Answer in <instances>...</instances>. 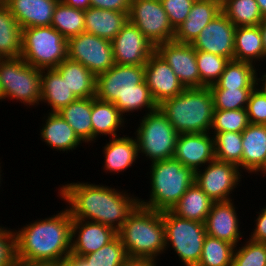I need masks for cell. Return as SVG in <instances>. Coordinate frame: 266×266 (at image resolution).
<instances>
[{
	"mask_svg": "<svg viewBox=\"0 0 266 266\" xmlns=\"http://www.w3.org/2000/svg\"><path fill=\"white\" fill-rule=\"evenodd\" d=\"M64 199L72 219L98 222L118 231L139 205V198L109 186L77 182L62 185ZM69 207V208H68Z\"/></svg>",
	"mask_w": 266,
	"mask_h": 266,
	"instance_id": "obj_1",
	"label": "cell"
},
{
	"mask_svg": "<svg viewBox=\"0 0 266 266\" xmlns=\"http://www.w3.org/2000/svg\"><path fill=\"white\" fill-rule=\"evenodd\" d=\"M16 259L55 263L71 253L72 218L67 208L15 230Z\"/></svg>",
	"mask_w": 266,
	"mask_h": 266,
	"instance_id": "obj_2",
	"label": "cell"
},
{
	"mask_svg": "<svg viewBox=\"0 0 266 266\" xmlns=\"http://www.w3.org/2000/svg\"><path fill=\"white\" fill-rule=\"evenodd\" d=\"M144 65L114 64L96 76V95L99 100L114 103L123 114L142 108L151 113L158 109L144 80Z\"/></svg>",
	"mask_w": 266,
	"mask_h": 266,
	"instance_id": "obj_3",
	"label": "cell"
},
{
	"mask_svg": "<svg viewBox=\"0 0 266 266\" xmlns=\"http://www.w3.org/2000/svg\"><path fill=\"white\" fill-rule=\"evenodd\" d=\"M117 235L128 257L156 262L157 256L166 250L163 212L138 205L117 231Z\"/></svg>",
	"mask_w": 266,
	"mask_h": 266,
	"instance_id": "obj_4",
	"label": "cell"
},
{
	"mask_svg": "<svg viewBox=\"0 0 266 266\" xmlns=\"http://www.w3.org/2000/svg\"><path fill=\"white\" fill-rule=\"evenodd\" d=\"M158 108L179 134L209 133L212 127L214 104L209 87L185 88Z\"/></svg>",
	"mask_w": 266,
	"mask_h": 266,
	"instance_id": "obj_5",
	"label": "cell"
},
{
	"mask_svg": "<svg viewBox=\"0 0 266 266\" xmlns=\"http://www.w3.org/2000/svg\"><path fill=\"white\" fill-rule=\"evenodd\" d=\"M150 199L139 205L159 212L170 211L195 181V172L175 158L152 162Z\"/></svg>",
	"mask_w": 266,
	"mask_h": 266,
	"instance_id": "obj_6",
	"label": "cell"
},
{
	"mask_svg": "<svg viewBox=\"0 0 266 266\" xmlns=\"http://www.w3.org/2000/svg\"><path fill=\"white\" fill-rule=\"evenodd\" d=\"M22 59L39 69H55L67 58L68 40L52 26L22 29Z\"/></svg>",
	"mask_w": 266,
	"mask_h": 266,
	"instance_id": "obj_7",
	"label": "cell"
},
{
	"mask_svg": "<svg viewBox=\"0 0 266 266\" xmlns=\"http://www.w3.org/2000/svg\"><path fill=\"white\" fill-rule=\"evenodd\" d=\"M1 101L15 99L26 106L40 104L41 70L26 63L22 57L0 58Z\"/></svg>",
	"mask_w": 266,
	"mask_h": 266,
	"instance_id": "obj_8",
	"label": "cell"
},
{
	"mask_svg": "<svg viewBox=\"0 0 266 266\" xmlns=\"http://www.w3.org/2000/svg\"><path fill=\"white\" fill-rule=\"evenodd\" d=\"M135 137L138 153L152 162L173 158L179 133L159 108L142 117Z\"/></svg>",
	"mask_w": 266,
	"mask_h": 266,
	"instance_id": "obj_9",
	"label": "cell"
},
{
	"mask_svg": "<svg viewBox=\"0 0 266 266\" xmlns=\"http://www.w3.org/2000/svg\"><path fill=\"white\" fill-rule=\"evenodd\" d=\"M165 246L173 250L184 266H197L206 236L205 224L176 216L171 210L163 211Z\"/></svg>",
	"mask_w": 266,
	"mask_h": 266,
	"instance_id": "obj_10",
	"label": "cell"
},
{
	"mask_svg": "<svg viewBox=\"0 0 266 266\" xmlns=\"http://www.w3.org/2000/svg\"><path fill=\"white\" fill-rule=\"evenodd\" d=\"M128 19L155 47L174 39L175 30L160 0H131Z\"/></svg>",
	"mask_w": 266,
	"mask_h": 266,
	"instance_id": "obj_11",
	"label": "cell"
},
{
	"mask_svg": "<svg viewBox=\"0 0 266 266\" xmlns=\"http://www.w3.org/2000/svg\"><path fill=\"white\" fill-rule=\"evenodd\" d=\"M67 58L81 63L95 76L115 64L112 42L87 32L68 39Z\"/></svg>",
	"mask_w": 266,
	"mask_h": 266,
	"instance_id": "obj_12",
	"label": "cell"
},
{
	"mask_svg": "<svg viewBox=\"0 0 266 266\" xmlns=\"http://www.w3.org/2000/svg\"><path fill=\"white\" fill-rule=\"evenodd\" d=\"M207 166V167H206ZM195 172V183L214 201H229L230 194L241 181L237 165L214 159ZM203 170V171H202Z\"/></svg>",
	"mask_w": 266,
	"mask_h": 266,
	"instance_id": "obj_13",
	"label": "cell"
},
{
	"mask_svg": "<svg viewBox=\"0 0 266 266\" xmlns=\"http://www.w3.org/2000/svg\"><path fill=\"white\" fill-rule=\"evenodd\" d=\"M111 42L114 62L119 65H145L156 51L153 43L129 21Z\"/></svg>",
	"mask_w": 266,
	"mask_h": 266,
	"instance_id": "obj_14",
	"label": "cell"
},
{
	"mask_svg": "<svg viewBox=\"0 0 266 266\" xmlns=\"http://www.w3.org/2000/svg\"><path fill=\"white\" fill-rule=\"evenodd\" d=\"M156 52L169 64L184 88H200L196 50L191 44L165 42L156 46Z\"/></svg>",
	"mask_w": 266,
	"mask_h": 266,
	"instance_id": "obj_15",
	"label": "cell"
},
{
	"mask_svg": "<svg viewBox=\"0 0 266 266\" xmlns=\"http://www.w3.org/2000/svg\"><path fill=\"white\" fill-rule=\"evenodd\" d=\"M235 29V25L221 12L202 29L191 45L196 51L218 54L234 60Z\"/></svg>",
	"mask_w": 266,
	"mask_h": 266,
	"instance_id": "obj_16",
	"label": "cell"
},
{
	"mask_svg": "<svg viewBox=\"0 0 266 266\" xmlns=\"http://www.w3.org/2000/svg\"><path fill=\"white\" fill-rule=\"evenodd\" d=\"M144 66V80L157 105L179 95L185 89L169 64L156 51Z\"/></svg>",
	"mask_w": 266,
	"mask_h": 266,
	"instance_id": "obj_17",
	"label": "cell"
},
{
	"mask_svg": "<svg viewBox=\"0 0 266 266\" xmlns=\"http://www.w3.org/2000/svg\"><path fill=\"white\" fill-rule=\"evenodd\" d=\"M209 133H181L173 158L194 172L215 159L214 138Z\"/></svg>",
	"mask_w": 266,
	"mask_h": 266,
	"instance_id": "obj_18",
	"label": "cell"
},
{
	"mask_svg": "<svg viewBox=\"0 0 266 266\" xmlns=\"http://www.w3.org/2000/svg\"><path fill=\"white\" fill-rule=\"evenodd\" d=\"M116 236L117 231L110 226L93 221L72 219L71 253L84 256L96 252Z\"/></svg>",
	"mask_w": 266,
	"mask_h": 266,
	"instance_id": "obj_19",
	"label": "cell"
},
{
	"mask_svg": "<svg viewBox=\"0 0 266 266\" xmlns=\"http://www.w3.org/2000/svg\"><path fill=\"white\" fill-rule=\"evenodd\" d=\"M232 200L213 202L205 220L206 235L229 242L235 247L241 241L239 220Z\"/></svg>",
	"mask_w": 266,
	"mask_h": 266,
	"instance_id": "obj_20",
	"label": "cell"
},
{
	"mask_svg": "<svg viewBox=\"0 0 266 266\" xmlns=\"http://www.w3.org/2000/svg\"><path fill=\"white\" fill-rule=\"evenodd\" d=\"M221 12L222 0H195L185 21L175 29L173 41L191 44Z\"/></svg>",
	"mask_w": 266,
	"mask_h": 266,
	"instance_id": "obj_21",
	"label": "cell"
},
{
	"mask_svg": "<svg viewBox=\"0 0 266 266\" xmlns=\"http://www.w3.org/2000/svg\"><path fill=\"white\" fill-rule=\"evenodd\" d=\"M60 0H2L15 17L19 26L24 28L51 26L52 16Z\"/></svg>",
	"mask_w": 266,
	"mask_h": 266,
	"instance_id": "obj_22",
	"label": "cell"
},
{
	"mask_svg": "<svg viewBox=\"0 0 266 266\" xmlns=\"http://www.w3.org/2000/svg\"><path fill=\"white\" fill-rule=\"evenodd\" d=\"M242 169L248 173L266 174V125L249 124L241 133Z\"/></svg>",
	"mask_w": 266,
	"mask_h": 266,
	"instance_id": "obj_23",
	"label": "cell"
},
{
	"mask_svg": "<svg viewBox=\"0 0 266 266\" xmlns=\"http://www.w3.org/2000/svg\"><path fill=\"white\" fill-rule=\"evenodd\" d=\"M84 32L112 41L129 21L128 13L89 7L84 10Z\"/></svg>",
	"mask_w": 266,
	"mask_h": 266,
	"instance_id": "obj_24",
	"label": "cell"
},
{
	"mask_svg": "<svg viewBox=\"0 0 266 266\" xmlns=\"http://www.w3.org/2000/svg\"><path fill=\"white\" fill-rule=\"evenodd\" d=\"M106 146H104V169L115 174L124 172L137 160L139 153L136 139L129 136L111 137Z\"/></svg>",
	"mask_w": 266,
	"mask_h": 266,
	"instance_id": "obj_25",
	"label": "cell"
},
{
	"mask_svg": "<svg viewBox=\"0 0 266 266\" xmlns=\"http://www.w3.org/2000/svg\"><path fill=\"white\" fill-rule=\"evenodd\" d=\"M41 132L42 141L57 151H73L82 141L72 127L57 113L49 112Z\"/></svg>",
	"mask_w": 266,
	"mask_h": 266,
	"instance_id": "obj_26",
	"label": "cell"
},
{
	"mask_svg": "<svg viewBox=\"0 0 266 266\" xmlns=\"http://www.w3.org/2000/svg\"><path fill=\"white\" fill-rule=\"evenodd\" d=\"M55 70L77 98L95 97L96 76L81 63L66 58Z\"/></svg>",
	"mask_w": 266,
	"mask_h": 266,
	"instance_id": "obj_27",
	"label": "cell"
},
{
	"mask_svg": "<svg viewBox=\"0 0 266 266\" xmlns=\"http://www.w3.org/2000/svg\"><path fill=\"white\" fill-rule=\"evenodd\" d=\"M78 99L70 91L66 81L55 69L41 70V100L51 107L50 112H59Z\"/></svg>",
	"mask_w": 266,
	"mask_h": 266,
	"instance_id": "obj_28",
	"label": "cell"
},
{
	"mask_svg": "<svg viewBox=\"0 0 266 266\" xmlns=\"http://www.w3.org/2000/svg\"><path fill=\"white\" fill-rule=\"evenodd\" d=\"M122 113L116 108L114 103L106 102L92 97V141L96 140L99 134L110 135L118 137V129L124 127V120Z\"/></svg>",
	"mask_w": 266,
	"mask_h": 266,
	"instance_id": "obj_29",
	"label": "cell"
},
{
	"mask_svg": "<svg viewBox=\"0 0 266 266\" xmlns=\"http://www.w3.org/2000/svg\"><path fill=\"white\" fill-rule=\"evenodd\" d=\"M266 60L259 26L236 27L234 60L255 63Z\"/></svg>",
	"mask_w": 266,
	"mask_h": 266,
	"instance_id": "obj_30",
	"label": "cell"
},
{
	"mask_svg": "<svg viewBox=\"0 0 266 266\" xmlns=\"http://www.w3.org/2000/svg\"><path fill=\"white\" fill-rule=\"evenodd\" d=\"M213 202L194 182L171 211L176 216L205 223Z\"/></svg>",
	"mask_w": 266,
	"mask_h": 266,
	"instance_id": "obj_31",
	"label": "cell"
},
{
	"mask_svg": "<svg viewBox=\"0 0 266 266\" xmlns=\"http://www.w3.org/2000/svg\"><path fill=\"white\" fill-rule=\"evenodd\" d=\"M92 97L78 98L57 112L84 142H92Z\"/></svg>",
	"mask_w": 266,
	"mask_h": 266,
	"instance_id": "obj_32",
	"label": "cell"
},
{
	"mask_svg": "<svg viewBox=\"0 0 266 266\" xmlns=\"http://www.w3.org/2000/svg\"><path fill=\"white\" fill-rule=\"evenodd\" d=\"M257 74L255 64L229 60L219 80L209 89H254Z\"/></svg>",
	"mask_w": 266,
	"mask_h": 266,
	"instance_id": "obj_33",
	"label": "cell"
},
{
	"mask_svg": "<svg viewBox=\"0 0 266 266\" xmlns=\"http://www.w3.org/2000/svg\"><path fill=\"white\" fill-rule=\"evenodd\" d=\"M22 28L8 8L0 4V58H16L22 54Z\"/></svg>",
	"mask_w": 266,
	"mask_h": 266,
	"instance_id": "obj_34",
	"label": "cell"
},
{
	"mask_svg": "<svg viewBox=\"0 0 266 266\" xmlns=\"http://www.w3.org/2000/svg\"><path fill=\"white\" fill-rule=\"evenodd\" d=\"M51 26L67 40L85 30L84 10L65 5L61 0L55 7Z\"/></svg>",
	"mask_w": 266,
	"mask_h": 266,
	"instance_id": "obj_35",
	"label": "cell"
},
{
	"mask_svg": "<svg viewBox=\"0 0 266 266\" xmlns=\"http://www.w3.org/2000/svg\"><path fill=\"white\" fill-rule=\"evenodd\" d=\"M222 12L235 27L257 26L264 17L256 0H222Z\"/></svg>",
	"mask_w": 266,
	"mask_h": 266,
	"instance_id": "obj_36",
	"label": "cell"
},
{
	"mask_svg": "<svg viewBox=\"0 0 266 266\" xmlns=\"http://www.w3.org/2000/svg\"><path fill=\"white\" fill-rule=\"evenodd\" d=\"M214 138L215 159L242 168V134L238 132L210 133Z\"/></svg>",
	"mask_w": 266,
	"mask_h": 266,
	"instance_id": "obj_37",
	"label": "cell"
},
{
	"mask_svg": "<svg viewBox=\"0 0 266 266\" xmlns=\"http://www.w3.org/2000/svg\"><path fill=\"white\" fill-rule=\"evenodd\" d=\"M234 249L233 244L206 235L197 266H232Z\"/></svg>",
	"mask_w": 266,
	"mask_h": 266,
	"instance_id": "obj_38",
	"label": "cell"
},
{
	"mask_svg": "<svg viewBox=\"0 0 266 266\" xmlns=\"http://www.w3.org/2000/svg\"><path fill=\"white\" fill-rule=\"evenodd\" d=\"M196 61L201 88L209 87L219 80L229 59L218 54L196 51Z\"/></svg>",
	"mask_w": 266,
	"mask_h": 266,
	"instance_id": "obj_39",
	"label": "cell"
},
{
	"mask_svg": "<svg viewBox=\"0 0 266 266\" xmlns=\"http://www.w3.org/2000/svg\"><path fill=\"white\" fill-rule=\"evenodd\" d=\"M246 109L214 110L211 132H238L242 133L249 125ZM214 130V131H213Z\"/></svg>",
	"mask_w": 266,
	"mask_h": 266,
	"instance_id": "obj_40",
	"label": "cell"
},
{
	"mask_svg": "<svg viewBox=\"0 0 266 266\" xmlns=\"http://www.w3.org/2000/svg\"><path fill=\"white\" fill-rule=\"evenodd\" d=\"M82 257L92 266H119L128 257V254L117 235L96 252Z\"/></svg>",
	"mask_w": 266,
	"mask_h": 266,
	"instance_id": "obj_41",
	"label": "cell"
},
{
	"mask_svg": "<svg viewBox=\"0 0 266 266\" xmlns=\"http://www.w3.org/2000/svg\"><path fill=\"white\" fill-rule=\"evenodd\" d=\"M214 110L246 109L253 89H210Z\"/></svg>",
	"mask_w": 266,
	"mask_h": 266,
	"instance_id": "obj_42",
	"label": "cell"
},
{
	"mask_svg": "<svg viewBox=\"0 0 266 266\" xmlns=\"http://www.w3.org/2000/svg\"><path fill=\"white\" fill-rule=\"evenodd\" d=\"M234 249L232 266H266V243L247 239Z\"/></svg>",
	"mask_w": 266,
	"mask_h": 266,
	"instance_id": "obj_43",
	"label": "cell"
},
{
	"mask_svg": "<svg viewBox=\"0 0 266 266\" xmlns=\"http://www.w3.org/2000/svg\"><path fill=\"white\" fill-rule=\"evenodd\" d=\"M194 1L195 0H160L174 30L185 21Z\"/></svg>",
	"mask_w": 266,
	"mask_h": 266,
	"instance_id": "obj_44",
	"label": "cell"
},
{
	"mask_svg": "<svg viewBox=\"0 0 266 266\" xmlns=\"http://www.w3.org/2000/svg\"><path fill=\"white\" fill-rule=\"evenodd\" d=\"M247 115L249 123L266 125V95L258 90L253 89L247 103Z\"/></svg>",
	"mask_w": 266,
	"mask_h": 266,
	"instance_id": "obj_45",
	"label": "cell"
},
{
	"mask_svg": "<svg viewBox=\"0 0 266 266\" xmlns=\"http://www.w3.org/2000/svg\"><path fill=\"white\" fill-rule=\"evenodd\" d=\"M16 247L14 230L0 226V266H14Z\"/></svg>",
	"mask_w": 266,
	"mask_h": 266,
	"instance_id": "obj_46",
	"label": "cell"
},
{
	"mask_svg": "<svg viewBox=\"0 0 266 266\" xmlns=\"http://www.w3.org/2000/svg\"><path fill=\"white\" fill-rule=\"evenodd\" d=\"M91 7L129 13L131 0H90Z\"/></svg>",
	"mask_w": 266,
	"mask_h": 266,
	"instance_id": "obj_47",
	"label": "cell"
},
{
	"mask_svg": "<svg viewBox=\"0 0 266 266\" xmlns=\"http://www.w3.org/2000/svg\"><path fill=\"white\" fill-rule=\"evenodd\" d=\"M258 216L255 225V229L251 235H249V239L256 242L266 243V206L258 212Z\"/></svg>",
	"mask_w": 266,
	"mask_h": 266,
	"instance_id": "obj_48",
	"label": "cell"
},
{
	"mask_svg": "<svg viewBox=\"0 0 266 266\" xmlns=\"http://www.w3.org/2000/svg\"><path fill=\"white\" fill-rule=\"evenodd\" d=\"M156 262L151 259L127 257L119 266H156Z\"/></svg>",
	"mask_w": 266,
	"mask_h": 266,
	"instance_id": "obj_49",
	"label": "cell"
},
{
	"mask_svg": "<svg viewBox=\"0 0 266 266\" xmlns=\"http://www.w3.org/2000/svg\"><path fill=\"white\" fill-rule=\"evenodd\" d=\"M65 5L86 10L91 7L90 0H61Z\"/></svg>",
	"mask_w": 266,
	"mask_h": 266,
	"instance_id": "obj_50",
	"label": "cell"
},
{
	"mask_svg": "<svg viewBox=\"0 0 266 266\" xmlns=\"http://www.w3.org/2000/svg\"><path fill=\"white\" fill-rule=\"evenodd\" d=\"M67 260L71 263L72 266H92L82 256H78L72 253L68 255Z\"/></svg>",
	"mask_w": 266,
	"mask_h": 266,
	"instance_id": "obj_51",
	"label": "cell"
},
{
	"mask_svg": "<svg viewBox=\"0 0 266 266\" xmlns=\"http://www.w3.org/2000/svg\"><path fill=\"white\" fill-rule=\"evenodd\" d=\"M258 26L260 28L264 53L266 55V16L263 17V20L261 21V23Z\"/></svg>",
	"mask_w": 266,
	"mask_h": 266,
	"instance_id": "obj_52",
	"label": "cell"
},
{
	"mask_svg": "<svg viewBox=\"0 0 266 266\" xmlns=\"http://www.w3.org/2000/svg\"><path fill=\"white\" fill-rule=\"evenodd\" d=\"M14 266H52V263L26 262L16 259Z\"/></svg>",
	"mask_w": 266,
	"mask_h": 266,
	"instance_id": "obj_53",
	"label": "cell"
},
{
	"mask_svg": "<svg viewBox=\"0 0 266 266\" xmlns=\"http://www.w3.org/2000/svg\"><path fill=\"white\" fill-rule=\"evenodd\" d=\"M260 80L263 82V83H259ZM263 84L262 85H259V84ZM260 86V88H259ZM256 87H258V90L261 91L264 95H266V73H264V75H262L261 78H258V75H256Z\"/></svg>",
	"mask_w": 266,
	"mask_h": 266,
	"instance_id": "obj_54",
	"label": "cell"
},
{
	"mask_svg": "<svg viewBox=\"0 0 266 266\" xmlns=\"http://www.w3.org/2000/svg\"><path fill=\"white\" fill-rule=\"evenodd\" d=\"M257 4L259 5L261 14L266 16V0H256Z\"/></svg>",
	"mask_w": 266,
	"mask_h": 266,
	"instance_id": "obj_55",
	"label": "cell"
},
{
	"mask_svg": "<svg viewBox=\"0 0 266 266\" xmlns=\"http://www.w3.org/2000/svg\"><path fill=\"white\" fill-rule=\"evenodd\" d=\"M52 266H72L71 263L66 259L63 261H58L55 263H52Z\"/></svg>",
	"mask_w": 266,
	"mask_h": 266,
	"instance_id": "obj_56",
	"label": "cell"
},
{
	"mask_svg": "<svg viewBox=\"0 0 266 266\" xmlns=\"http://www.w3.org/2000/svg\"><path fill=\"white\" fill-rule=\"evenodd\" d=\"M0 164H1V163H0ZM0 168H1V166H0ZM1 171H2V170L0 169V173H1ZM0 183H1V174H0ZM0 186H1V185H0Z\"/></svg>",
	"mask_w": 266,
	"mask_h": 266,
	"instance_id": "obj_57",
	"label": "cell"
}]
</instances>
